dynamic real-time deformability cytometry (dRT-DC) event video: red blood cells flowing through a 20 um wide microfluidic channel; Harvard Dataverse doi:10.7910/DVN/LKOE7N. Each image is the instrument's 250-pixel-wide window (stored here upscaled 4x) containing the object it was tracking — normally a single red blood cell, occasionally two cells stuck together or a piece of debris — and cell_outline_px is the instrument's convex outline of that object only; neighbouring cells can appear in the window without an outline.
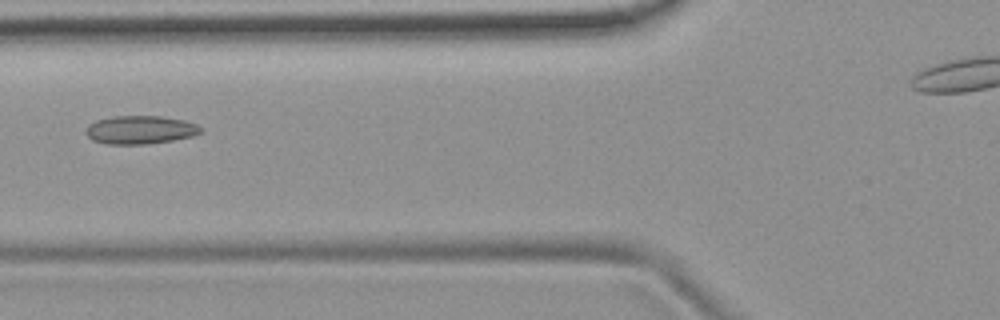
{"species": "common noctule bat (a hibernating species)", "species_latin": "Nyctalus noctula", "temperature_condition": "room temperature", "stored_images_in_passage": 5, "camera_frame_rate_fps": 3000, "um_per_image_px": 0.085, "animal": {"sex": "female", "body_mass_g": 19.9}, "frame": {"image": 1, "passage_image": 5, "time_ms": 1.333, "image_size_px": [1000, 320], "cell_outline_px": [[204, 128], [200, 132], [192, 136], [172, 140], [144, 144], [108, 144], [92, 140], [84, 132], [88, 124], [96, 120], [112, 116], [160, 116], [184, 120], [196, 124]], "centroid_in_image_um": [11.89, 11.03], "position_along_channel_um": 113.9, "area_um2": 18.96}}